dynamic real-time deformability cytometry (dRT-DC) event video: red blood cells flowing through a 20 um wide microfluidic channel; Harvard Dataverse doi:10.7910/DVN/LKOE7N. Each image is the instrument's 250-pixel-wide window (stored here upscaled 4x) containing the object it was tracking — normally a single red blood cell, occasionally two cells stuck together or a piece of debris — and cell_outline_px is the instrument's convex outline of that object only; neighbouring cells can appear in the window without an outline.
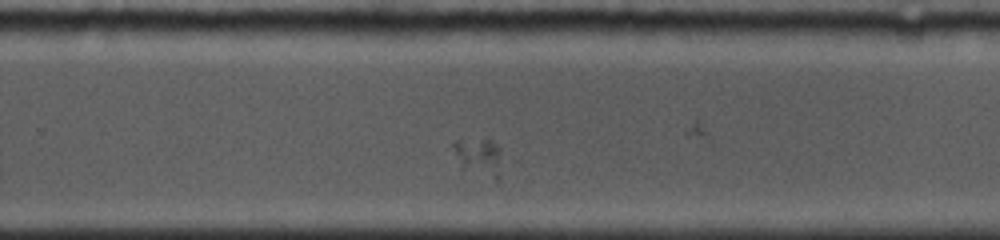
{"species": "common noctule bat (a hibernating species)", "species_latin": "Nyctalus noctula", "temperature_condition": "cold", "stored_images_in_passage": 23, "camera_frame_rate_fps": 5000, "um_per_image_px": 0.085, "animal": {"sex": "female", "body_mass_g": 19.0, "forearm_length_mm": 53.3}, "frame": {"image": 1, "passage_image": 16, "time_ms": 6.6, "image_size_px": [1000, 240], "cell_outline_px": [[504, 160], [500, 180], [496, 180], [460, 168], [452, 148], [452, 144], [456, 140], [488, 140], [496, 144], [500, 148]], "centroid_in_image_um": [40.76, 13.39], "position_along_channel_um": 289.0, "area_um2": 11.16}}